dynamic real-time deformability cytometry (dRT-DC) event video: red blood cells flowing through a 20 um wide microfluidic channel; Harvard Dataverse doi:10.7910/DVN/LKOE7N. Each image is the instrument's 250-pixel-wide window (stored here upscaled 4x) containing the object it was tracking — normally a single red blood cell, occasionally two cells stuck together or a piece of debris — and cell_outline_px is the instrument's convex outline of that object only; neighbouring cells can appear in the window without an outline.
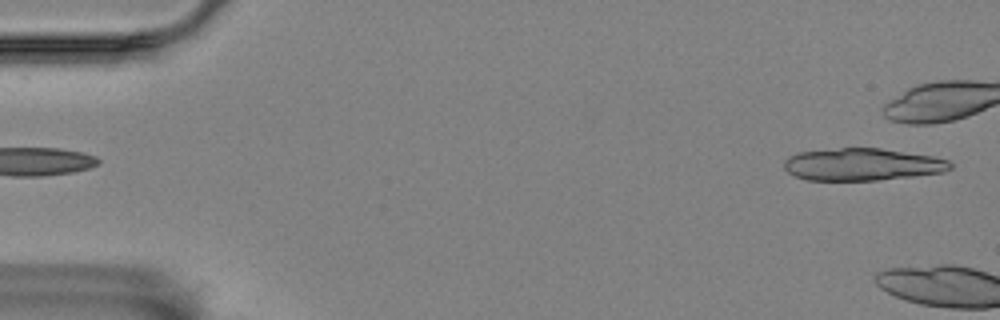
{"species": "Egyptian fruit bat (a non-hibernating species)", "species_latin": "Rousettus aegyptiacus", "temperature_condition": "room temperature", "stored_images_in_passage": 5, "segment_of_instrument_passage": [2, 2], "camera_frame_rate_fps": 3000, "um_per_image_px": 0.085, "animal": {"sex": "female"}, "frame": {"image": 1, "passage_image": 5, "time_ms": 1.333, "image_size_px": [1000, 320], "cell_outline_px": [[952, 168], [944, 172], [880, 180], [808, 180], [796, 176], [788, 172], [784, 168], [784, 160], [788, 156], [800, 152], [840, 148], [880, 148], [932, 156], [948, 160], [952, 164]], "centroid_in_image_um": [73.29, 13.98], "position_along_channel_um": 11.7, "area_um2": 31.15}}